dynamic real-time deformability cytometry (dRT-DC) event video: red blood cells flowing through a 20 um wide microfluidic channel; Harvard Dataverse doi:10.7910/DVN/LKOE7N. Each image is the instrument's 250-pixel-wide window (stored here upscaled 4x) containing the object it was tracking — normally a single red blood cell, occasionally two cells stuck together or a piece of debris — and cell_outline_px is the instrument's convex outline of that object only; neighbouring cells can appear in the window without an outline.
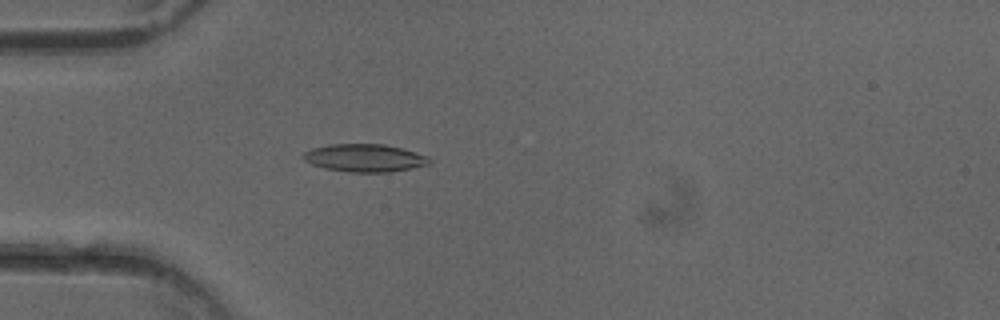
{"species": "common noctule bat (a hibernating species)", "species_latin": "Nyctalus noctula", "temperature_condition": "cold", "stored_images_in_passage": 51, "camera_frame_rate_fps": 3000, "um_per_image_px": 0.085, "animal": {"sex": "female"}, "frame": {"image": 1, "passage_image": 15, "time_ms": 4.667, "image_size_px": [1000, 320], "cell_outline_px": [[432, 164], [392, 172], [352, 172], [324, 168], [312, 164], [304, 160], [300, 156], [304, 152], [312, 148], [328, 144], [384, 144], [404, 148], [428, 156], [432, 160]], "centroid_in_image_um": [31.03, 13.42], "position_along_channel_um": 54.0, "area_um2": 20.69}}
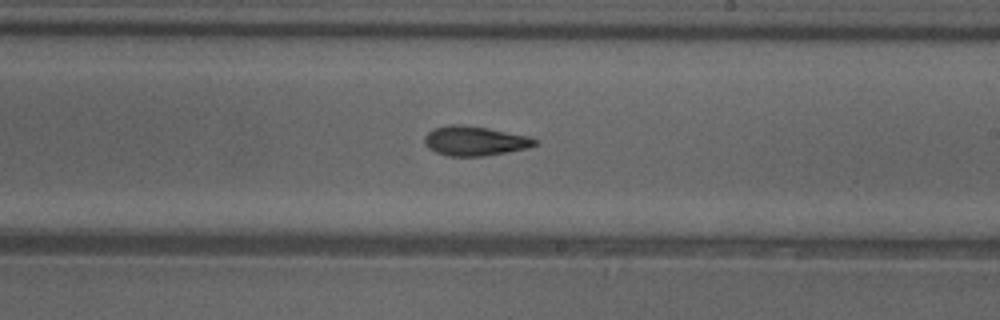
{"frame": {"image": 2, "passage_image": 30, "time_ms": 9.667, "image_size_px": [1000, 320], "cell_outline_px": [[536, 144], [528, 148], [508, 152], [484, 156], [448, 156], [436, 152], [428, 148], [424, 144], [424, 136], [432, 128], [448, 124], [460, 124], [488, 128], [528, 136], [536, 140]], "centroid_in_image_um": [40.3, 11.97], "position_along_channel_um": 248.7, "area_um2": 19.07}}
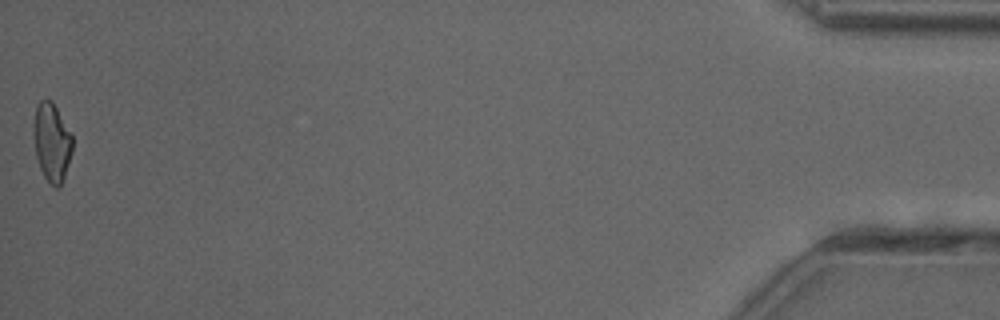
{"frame": {"image": 3, "passage_image": 51, "time_ms": 16.667, "image_size_px": [1000, 320], "cell_outline_px": [[72, 152], [60, 188], [56, 188], [44, 176], [40, 168], [36, 156], [32, 132], [32, 124], [36, 104], [40, 100], [52, 100], [72, 136]], "centroid_in_image_um": [4.37, 12.06], "position_along_channel_um": 430.8, "area_um2": 17.8}, "authors_computed_cell_mechanics": {"area_um2": 19.0162, "velocity_mm_per_s": 4.0377, "shape_relaxation_time_tau1_ms": 5.7898, "shape_relaxation_time_tau2_ms": 3.0536, "deformation_change_tau1": 0.154, "deformation_change_tau2": 0.1075}}